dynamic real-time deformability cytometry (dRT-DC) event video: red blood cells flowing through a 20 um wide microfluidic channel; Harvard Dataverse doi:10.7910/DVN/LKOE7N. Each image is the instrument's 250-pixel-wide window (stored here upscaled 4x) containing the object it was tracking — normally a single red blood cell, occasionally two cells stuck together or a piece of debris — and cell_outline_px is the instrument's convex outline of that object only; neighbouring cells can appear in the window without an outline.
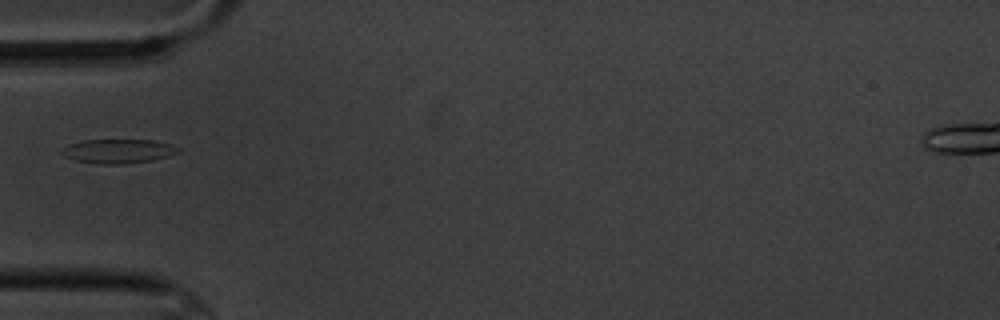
{"species": "common noctule bat (a hibernating species)", "species_latin": "Nyctalus noctula", "temperature_condition": "cold", "stored_images_in_passage": 17, "camera_frame_rate_fps": 3000, "um_per_image_px": 0.085, "animal": {"sex": "male", "body_mass_g": 20.1, "forearm_length_mm": 53.5}, "frame": {"image": 1, "passage_image": 6, "time_ms": 10.0, "image_size_px": [1000, 320], "cell_outline_px": [[180, 152], [168, 156], [152, 160], [124, 164], [96, 164], [76, 160], [64, 156], [60, 152], [68, 144], [84, 140], [152, 140], [168, 144], [180, 148]], "centroid_in_image_um": [10.03, 12.85], "position_along_channel_um": 75.0, "area_um2": 16.3}}
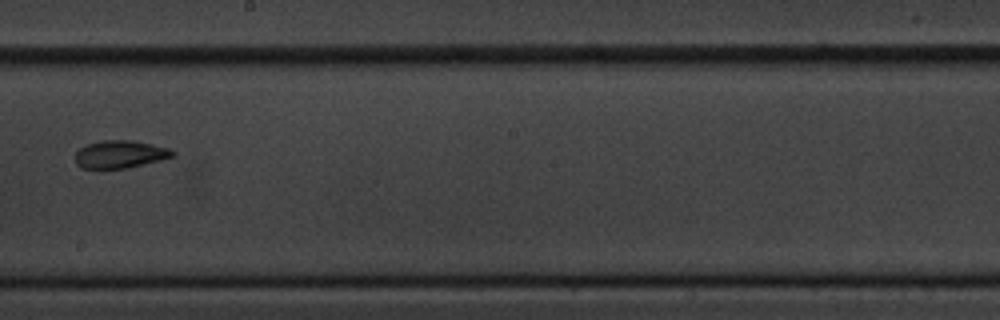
{"frame": {"image": 2, "passage_image": 10, "time_ms": 14.667, "image_size_px": [1000, 320], "cell_outline_px": [[176, 156], [128, 168], [100, 172], [80, 168], [76, 164], [76, 152], [80, 148], [88, 144], [100, 140], [132, 140], [152, 144], [168, 148], [176, 152]], "centroid_in_image_um": [10.16, 13.16], "position_along_channel_um": 238.0, "area_um2": 16.42}}
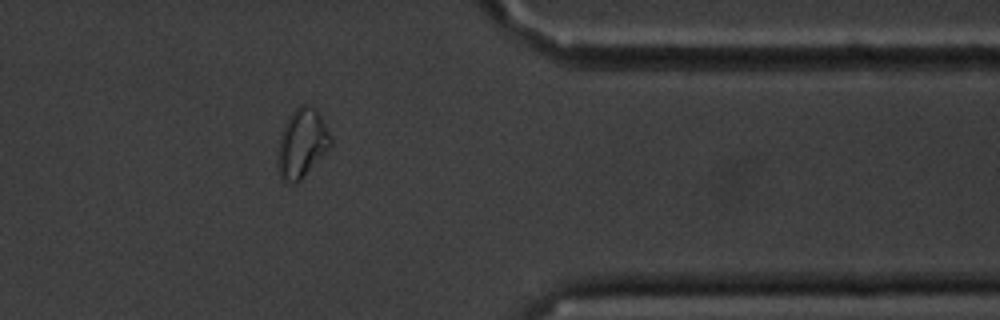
{"frame": {"image": 3, "passage_image": 14, "time_ms": 19.333, "image_size_px": [1000, 320], "cell_outline_px": [[332, 144], [300, 180], [296, 184], [284, 184], [280, 180], [276, 160], [280, 136], [284, 124], [292, 112], [300, 104], [308, 104], [316, 108], [332, 136]], "centroid_in_image_um": [25.63, 12.2], "position_along_channel_um": 385.8, "area_um2": 21.5}, "authors_computed_cell_mechanics": {"area_um2": 17.2244, "velocity_mm_per_s": 3.487, "shape_relaxation_time_tau1_ms": 7.5707, "shape_relaxation_time_tau2_ms": 8.7181, "deformation_change_tau1": 0.167, "deformation_change_tau2": 0.1302}}